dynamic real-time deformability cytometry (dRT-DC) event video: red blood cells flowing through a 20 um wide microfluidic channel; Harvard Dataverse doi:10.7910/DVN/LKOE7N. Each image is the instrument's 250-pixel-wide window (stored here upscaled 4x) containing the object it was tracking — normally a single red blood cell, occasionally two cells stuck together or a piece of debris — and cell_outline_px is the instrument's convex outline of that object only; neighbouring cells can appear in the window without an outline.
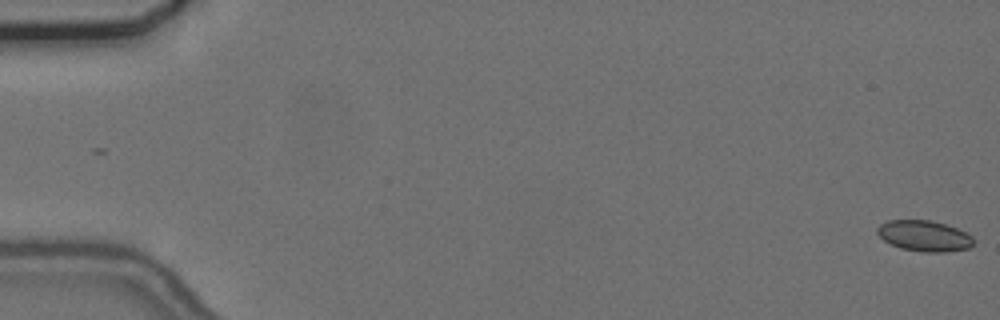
{"species": "common noctule bat (a hibernating species)", "species_latin": "Nyctalus noctula", "temperature_condition": "cold", "stored_images_in_passage": 57, "camera_frame_rate_fps": 3000, "um_per_image_px": 0.085, "animal": {"sex": "female", "body_mass_g": 24.6, "forearm_length_mm": 56.2}, "frame": {"image": 1, "passage_image": 1, "time_ms": 0.0, "image_size_px": [1000, 320], "cell_outline_px": [[976, 240], [968, 248], [944, 252], [924, 252], [900, 248], [884, 240], [876, 232], [876, 228], [880, 224], [888, 220], [932, 220], [956, 228], [972, 236]], "centroid_in_image_um": [78.55, 20.04], "position_along_channel_um": 6.5, "area_um2": 17.22}}
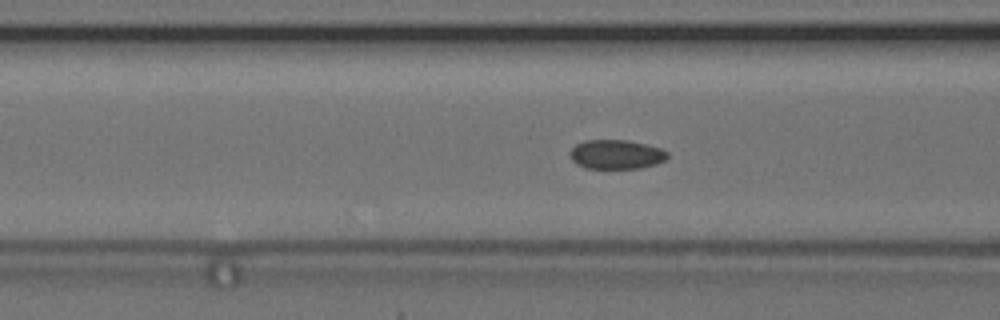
{"frame": {"image": 2, "passage_image": 23, "time_ms": 7.333, "image_size_px": [1000, 320], "cell_outline_px": [[668, 156], [664, 160], [656, 164], [640, 168], [584, 168], [576, 164], [572, 160], [568, 152], [576, 144], [584, 140], [628, 140], [660, 148], [668, 152]], "centroid_in_image_um": [52.34, 13.12], "position_along_channel_um": 114.3, "area_um2": 16.65}}
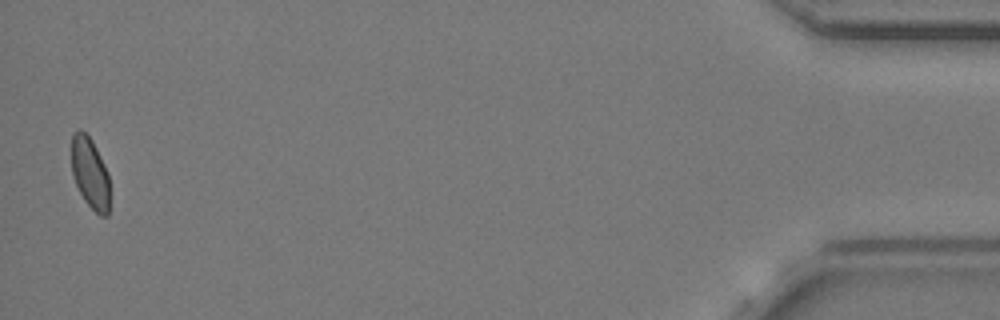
{"frame": {"image": 3, "passage_image": 56, "time_ms": 18.333, "image_size_px": [1000, 320], "cell_outline_px": [[108, 216], [100, 216], [84, 200], [72, 176], [72, 132], [80, 128], [92, 140], [108, 172]], "centroid_in_image_um": [7.64, 14.68], "position_along_channel_um": 427.6, "area_um2": 15.66}, "authors_computed_cell_mechanics": {"area_um2": 16.762, "velocity_mm_per_s": 3.6842, "shape_relaxation_time_tau1_ms": null, "shape_relaxation_time_tau2_ms": 3.859, "deformation_change_tau1": null, "deformation_change_tau2": 0.0704}}